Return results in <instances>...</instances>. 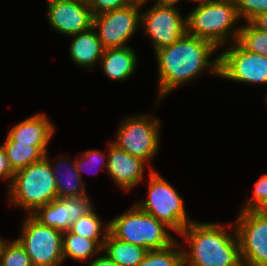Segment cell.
Returning <instances> with one entry per match:
<instances>
[{
  "label": "cell",
  "mask_w": 267,
  "mask_h": 266,
  "mask_svg": "<svg viewBox=\"0 0 267 266\" xmlns=\"http://www.w3.org/2000/svg\"><path fill=\"white\" fill-rule=\"evenodd\" d=\"M217 50L212 43L186 32L172 45L156 51L157 104L170 92L197 79L203 72L219 76V55L211 60Z\"/></svg>",
  "instance_id": "6da1fadb"
},
{
  "label": "cell",
  "mask_w": 267,
  "mask_h": 266,
  "mask_svg": "<svg viewBox=\"0 0 267 266\" xmlns=\"http://www.w3.org/2000/svg\"><path fill=\"white\" fill-rule=\"evenodd\" d=\"M194 220L179 234L185 239L189 251L183 249L184 266H243L239 241L234 224Z\"/></svg>",
  "instance_id": "7a4b0ae2"
},
{
  "label": "cell",
  "mask_w": 267,
  "mask_h": 266,
  "mask_svg": "<svg viewBox=\"0 0 267 266\" xmlns=\"http://www.w3.org/2000/svg\"><path fill=\"white\" fill-rule=\"evenodd\" d=\"M194 7L186 15L189 35L206 40L217 49L237 41L241 26L237 24L240 18L234 0H214Z\"/></svg>",
  "instance_id": "3957f363"
},
{
  "label": "cell",
  "mask_w": 267,
  "mask_h": 266,
  "mask_svg": "<svg viewBox=\"0 0 267 266\" xmlns=\"http://www.w3.org/2000/svg\"><path fill=\"white\" fill-rule=\"evenodd\" d=\"M48 153L41 160L15 172L7 189L10 206L17 205L27 214H32L38 207L57 199L56 179Z\"/></svg>",
  "instance_id": "277c9868"
},
{
  "label": "cell",
  "mask_w": 267,
  "mask_h": 266,
  "mask_svg": "<svg viewBox=\"0 0 267 266\" xmlns=\"http://www.w3.org/2000/svg\"><path fill=\"white\" fill-rule=\"evenodd\" d=\"M168 228L136 204L109 221V232L114 237L148 251L167 248L176 241Z\"/></svg>",
  "instance_id": "5b68a950"
},
{
  "label": "cell",
  "mask_w": 267,
  "mask_h": 266,
  "mask_svg": "<svg viewBox=\"0 0 267 266\" xmlns=\"http://www.w3.org/2000/svg\"><path fill=\"white\" fill-rule=\"evenodd\" d=\"M157 172L150 170L147 198L135 204L179 235L194 220L187 216L184 199L178 190Z\"/></svg>",
  "instance_id": "8992f818"
},
{
  "label": "cell",
  "mask_w": 267,
  "mask_h": 266,
  "mask_svg": "<svg viewBox=\"0 0 267 266\" xmlns=\"http://www.w3.org/2000/svg\"><path fill=\"white\" fill-rule=\"evenodd\" d=\"M160 126L159 118L150 114L127 116L118 126L112 142L129 154L149 163V170H154L150 162L160 149Z\"/></svg>",
  "instance_id": "52a82bcc"
},
{
  "label": "cell",
  "mask_w": 267,
  "mask_h": 266,
  "mask_svg": "<svg viewBox=\"0 0 267 266\" xmlns=\"http://www.w3.org/2000/svg\"><path fill=\"white\" fill-rule=\"evenodd\" d=\"M20 231L16 239L25 248L32 266L63 264V232L41 224L31 214L24 217Z\"/></svg>",
  "instance_id": "ba28073f"
},
{
  "label": "cell",
  "mask_w": 267,
  "mask_h": 266,
  "mask_svg": "<svg viewBox=\"0 0 267 266\" xmlns=\"http://www.w3.org/2000/svg\"><path fill=\"white\" fill-rule=\"evenodd\" d=\"M234 222L243 266H267V217L243 210Z\"/></svg>",
  "instance_id": "9c48e42d"
},
{
  "label": "cell",
  "mask_w": 267,
  "mask_h": 266,
  "mask_svg": "<svg viewBox=\"0 0 267 266\" xmlns=\"http://www.w3.org/2000/svg\"><path fill=\"white\" fill-rule=\"evenodd\" d=\"M144 3L131 2L125 7L107 11L93 17V27L97 30L104 49L127 47L126 44L141 25L140 8Z\"/></svg>",
  "instance_id": "30bf717a"
},
{
  "label": "cell",
  "mask_w": 267,
  "mask_h": 266,
  "mask_svg": "<svg viewBox=\"0 0 267 266\" xmlns=\"http://www.w3.org/2000/svg\"><path fill=\"white\" fill-rule=\"evenodd\" d=\"M219 54V77L235 83L267 85V56L231 43Z\"/></svg>",
  "instance_id": "8fae6325"
},
{
  "label": "cell",
  "mask_w": 267,
  "mask_h": 266,
  "mask_svg": "<svg viewBox=\"0 0 267 266\" xmlns=\"http://www.w3.org/2000/svg\"><path fill=\"white\" fill-rule=\"evenodd\" d=\"M141 29L153 42L154 53L175 43L187 32L186 17L178 6L153 4L141 12Z\"/></svg>",
  "instance_id": "7c38bea8"
},
{
  "label": "cell",
  "mask_w": 267,
  "mask_h": 266,
  "mask_svg": "<svg viewBox=\"0 0 267 266\" xmlns=\"http://www.w3.org/2000/svg\"><path fill=\"white\" fill-rule=\"evenodd\" d=\"M47 20L56 32L68 36L93 26V14L86 0H47Z\"/></svg>",
  "instance_id": "4fadbf2b"
},
{
  "label": "cell",
  "mask_w": 267,
  "mask_h": 266,
  "mask_svg": "<svg viewBox=\"0 0 267 266\" xmlns=\"http://www.w3.org/2000/svg\"><path fill=\"white\" fill-rule=\"evenodd\" d=\"M93 208V201L88 196L57 198L38 207L31 215L41 224L65 232Z\"/></svg>",
  "instance_id": "5bb4252c"
},
{
  "label": "cell",
  "mask_w": 267,
  "mask_h": 266,
  "mask_svg": "<svg viewBox=\"0 0 267 266\" xmlns=\"http://www.w3.org/2000/svg\"><path fill=\"white\" fill-rule=\"evenodd\" d=\"M108 145V165L106 171L116 186L127 192L141 184L147 163L119 148L112 141Z\"/></svg>",
  "instance_id": "9a60e30c"
},
{
  "label": "cell",
  "mask_w": 267,
  "mask_h": 266,
  "mask_svg": "<svg viewBox=\"0 0 267 266\" xmlns=\"http://www.w3.org/2000/svg\"><path fill=\"white\" fill-rule=\"evenodd\" d=\"M55 127L45 113L39 112L15 124L6 137L10 141L31 143L46 154L49 151L48 146L54 136Z\"/></svg>",
  "instance_id": "2e32d148"
},
{
  "label": "cell",
  "mask_w": 267,
  "mask_h": 266,
  "mask_svg": "<svg viewBox=\"0 0 267 266\" xmlns=\"http://www.w3.org/2000/svg\"><path fill=\"white\" fill-rule=\"evenodd\" d=\"M70 37L72 41L68 48V53L73 63L86 69H93L99 64L104 48L93 26Z\"/></svg>",
  "instance_id": "e0dca14e"
},
{
  "label": "cell",
  "mask_w": 267,
  "mask_h": 266,
  "mask_svg": "<svg viewBox=\"0 0 267 266\" xmlns=\"http://www.w3.org/2000/svg\"><path fill=\"white\" fill-rule=\"evenodd\" d=\"M137 56L131 46L104 49L100 59L101 69L109 79L125 81L131 77L137 68Z\"/></svg>",
  "instance_id": "ac0fdd59"
},
{
  "label": "cell",
  "mask_w": 267,
  "mask_h": 266,
  "mask_svg": "<svg viewBox=\"0 0 267 266\" xmlns=\"http://www.w3.org/2000/svg\"><path fill=\"white\" fill-rule=\"evenodd\" d=\"M56 159L55 165L51 161L50 165L56 179L57 198L88 196L85 188L86 183L79 175L75 161L70 160L67 156L61 158L57 156Z\"/></svg>",
  "instance_id": "d6986e66"
},
{
  "label": "cell",
  "mask_w": 267,
  "mask_h": 266,
  "mask_svg": "<svg viewBox=\"0 0 267 266\" xmlns=\"http://www.w3.org/2000/svg\"><path fill=\"white\" fill-rule=\"evenodd\" d=\"M147 251L144 247L117 239L110 232L102 249V253H105L119 266H138Z\"/></svg>",
  "instance_id": "ffe728a7"
},
{
  "label": "cell",
  "mask_w": 267,
  "mask_h": 266,
  "mask_svg": "<svg viewBox=\"0 0 267 266\" xmlns=\"http://www.w3.org/2000/svg\"><path fill=\"white\" fill-rule=\"evenodd\" d=\"M63 261L71 258L78 261H88L93 256L102 253V247L95 241L90 240L70 230L63 232L62 239Z\"/></svg>",
  "instance_id": "44dd1931"
},
{
  "label": "cell",
  "mask_w": 267,
  "mask_h": 266,
  "mask_svg": "<svg viewBox=\"0 0 267 266\" xmlns=\"http://www.w3.org/2000/svg\"><path fill=\"white\" fill-rule=\"evenodd\" d=\"M8 157L10 167L14 172L41 160L45 154L31 143L10 141L7 137L5 143L0 144Z\"/></svg>",
  "instance_id": "7402d4cb"
},
{
  "label": "cell",
  "mask_w": 267,
  "mask_h": 266,
  "mask_svg": "<svg viewBox=\"0 0 267 266\" xmlns=\"http://www.w3.org/2000/svg\"><path fill=\"white\" fill-rule=\"evenodd\" d=\"M70 231L90 240H95L102 248L109 233V221L103 226L95 207L85 216L78 218L70 227Z\"/></svg>",
  "instance_id": "603a6c76"
},
{
  "label": "cell",
  "mask_w": 267,
  "mask_h": 266,
  "mask_svg": "<svg viewBox=\"0 0 267 266\" xmlns=\"http://www.w3.org/2000/svg\"><path fill=\"white\" fill-rule=\"evenodd\" d=\"M177 241L167 248L147 251L138 266H184L183 247Z\"/></svg>",
  "instance_id": "cb8c5ba5"
},
{
  "label": "cell",
  "mask_w": 267,
  "mask_h": 266,
  "mask_svg": "<svg viewBox=\"0 0 267 266\" xmlns=\"http://www.w3.org/2000/svg\"><path fill=\"white\" fill-rule=\"evenodd\" d=\"M236 42L247 51L267 56V32L255 28L250 22L241 25Z\"/></svg>",
  "instance_id": "d4e9b609"
},
{
  "label": "cell",
  "mask_w": 267,
  "mask_h": 266,
  "mask_svg": "<svg viewBox=\"0 0 267 266\" xmlns=\"http://www.w3.org/2000/svg\"><path fill=\"white\" fill-rule=\"evenodd\" d=\"M0 266H32L25 248L17 239L5 240L0 249Z\"/></svg>",
  "instance_id": "484cf974"
},
{
  "label": "cell",
  "mask_w": 267,
  "mask_h": 266,
  "mask_svg": "<svg viewBox=\"0 0 267 266\" xmlns=\"http://www.w3.org/2000/svg\"><path fill=\"white\" fill-rule=\"evenodd\" d=\"M249 199H247L240 211L254 210L260 211L267 205V174H263L254 184V189Z\"/></svg>",
  "instance_id": "4316f807"
},
{
  "label": "cell",
  "mask_w": 267,
  "mask_h": 266,
  "mask_svg": "<svg viewBox=\"0 0 267 266\" xmlns=\"http://www.w3.org/2000/svg\"><path fill=\"white\" fill-rule=\"evenodd\" d=\"M90 164L93 166L98 165L99 167L98 166L97 167L100 169H103V167L107 169L108 152H107V155H105L100 150H95V149H90V150L83 152V155H80L78 157V159L75 160L76 169H77V171L81 177H83L82 171H85L86 169H88L91 166ZM84 168H86V169H84ZM85 172L88 173L89 171L87 170ZM97 172H98V170H97ZM97 172H94V174H96Z\"/></svg>",
  "instance_id": "83f0119b"
},
{
  "label": "cell",
  "mask_w": 267,
  "mask_h": 266,
  "mask_svg": "<svg viewBox=\"0 0 267 266\" xmlns=\"http://www.w3.org/2000/svg\"><path fill=\"white\" fill-rule=\"evenodd\" d=\"M240 20L250 22L259 14L267 12V0H234Z\"/></svg>",
  "instance_id": "f1b7e54d"
},
{
  "label": "cell",
  "mask_w": 267,
  "mask_h": 266,
  "mask_svg": "<svg viewBox=\"0 0 267 266\" xmlns=\"http://www.w3.org/2000/svg\"><path fill=\"white\" fill-rule=\"evenodd\" d=\"M93 16L98 14L119 9L130 4V0H86Z\"/></svg>",
  "instance_id": "f546056e"
},
{
  "label": "cell",
  "mask_w": 267,
  "mask_h": 266,
  "mask_svg": "<svg viewBox=\"0 0 267 266\" xmlns=\"http://www.w3.org/2000/svg\"><path fill=\"white\" fill-rule=\"evenodd\" d=\"M14 174H15V172L10 167L8 157L0 145V178L5 180V182L7 181L6 183L9 184L8 188L10 187V185L13 181Z\"/></svg>",
  "instance_id": "4dcf8cb0"
},
{
  "label": "cell",
  "mask_w": 267,
  "mask_h": 266,
  "mask_svg": "<svg viewBox=\"0 0 267 266\" xmlns=\"http://www.w3.org/2000/svg\"><path fill=\"white\" fill-rule=\"evenodd\" d=\"M99 257H95L93 260L90 261V263H87V266H119L117 263L112 261L105 253H103Z\"/></svg>",
  "instance_id": "1f68e13d"
},
{
  "label": "cell",
  "mask_w": 267,
  "mask_h": 266,
  "mask_svg": "<svg viewBox=\"0 0 267 266\" xmlns=\"http://www.w3.org/2000/svg\"><path fill=\"white\" fill-rule=\"evenodd\" d=\"M250 23L257 29L267 32V12L254 17Z\"/></svg>",
  "instance_id": "d6a6232c"
},
{
  "label": "cell",
  "mask_w": 267,
  "mask_h": 266,
  "mask_svg": "<svg viewBox=\"0 0 267 266\" xmlns=\"http://www.w3.org/2000/svg\"><path fill=\"white\" fill-rule=\"evenodd\" d=\"M150 1V0H148ZM153 1V0H151ZM181 0H155L153 4L156 5H167V6H178V2Z\"/></svg>",
  "instance_id": "836d02e7"
},
{
  "label": "cell",
  "mask_w": 267,
  "mask_h": 266,
  "mask_svg": "<svg viewBox=\"0 0 267 266\" xmlns=\"http://www.w3.org/2000/svg\"><path fill=\"white\" fill-rule=\"evenodd\" d=\"M191 1H193L194 3L196 2L197 5H199V4H204V3L211 2L214 0H191Z\"/></svg>",
  "instance_id": "e575fe53"
},
{
  "label": "cell",
  "mask_w": 267,
  "mask_h": 266,
  "mask_svg": "<svg viewBox=\"0 0 267 266\" xmlns=\"http://www.w3.org/2000/svg\"><path fill=\"white\" fill-rule=\"evenodd\" d=\"M260 212H262L267 217V205H265Z\"/></svg>",
  "instance_id": "d590c367"
},
{
  "label": "cell",
  "mask_w": 267,
  "mask_h": 266,
  "mask_svg": "<svg viewBox=\"0 0 267 266\" xmlns=\"http://www.w3.org/2000/svg\"><path fill=\"white\" fill-rule=\"evenodd\" d=\"M132 2H138V3H144V6L146 5V3L148 2V0H132Z\"/></svg>",
  "instance_id": "8d00e7d4"
},
{
  "label": "cell",
  "mask_w": 267,
  "mask_h": 266,
  "mask_svg": "<svg viewBox=\"0 0 267 266\" xmlns=\"http://www.w3.org/2000/svg\"><path fill=\"white\" fill-rule=\"evenodd\" d=\"M4 241H5V240H4L3 238L0 237V249H1V246H2V244H3Z\"/></svg>",
  "instance_id": "74e56055"
},
{
  "label": "cell",
  "mask_w": 267,
  "mask_h": 266,
  "mask_svg": "<svg viewBox=\"0 0 267 266\" xmlns=\"http://www.w3.org/2000/svg\"><path fill=\"white\" fill-rule=\"evenodd\" d=\"M267 87V86H266ZM266 97L264 98L265 99V102H266V104H267V93H266V95H265ZM267 106V105H266Z\"/></svg>",
  "instance_id": "f35d334b"
}]
</instances>
